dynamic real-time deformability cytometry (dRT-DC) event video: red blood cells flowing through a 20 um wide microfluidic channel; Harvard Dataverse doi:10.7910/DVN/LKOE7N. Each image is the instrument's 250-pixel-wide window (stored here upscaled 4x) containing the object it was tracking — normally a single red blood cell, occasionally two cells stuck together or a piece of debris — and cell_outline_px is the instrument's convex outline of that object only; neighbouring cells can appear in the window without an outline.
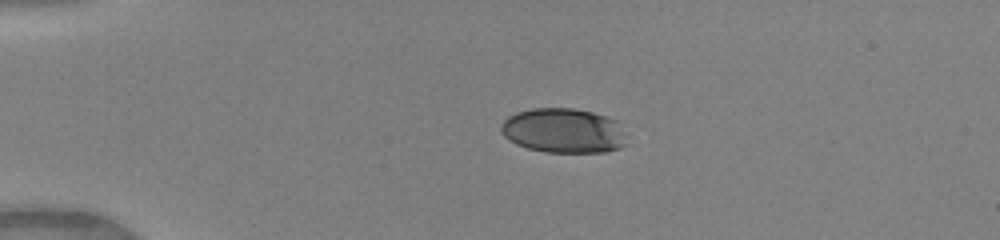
{"species": "human", "species_latin": "Homo sapiens", "temperature_condition": "warm", "stored_images_in_passage": 8, "camera_frame_rate_fps": 3000, "um_per_image_px": 0.085, "donor": {"sex": "female"}, "frame": {"image": 1, "passage_image": 2, "time_ms": 0.333, "image_size_px": [1000, 240], "cell_outline_px": [[628, 144], [620, 148], [604, 152], [544, 152], [528, 148], [516, 144], [508, 140], [500, 132], [500, 124], [508, 116], [516, 112], [532, 108], [572, 108], [592, 112], [616, 120]], "centroid_in_image_um": [47.85, 11.11], "position_along_channel_um": 37.1, "area_um2": 32.83}}